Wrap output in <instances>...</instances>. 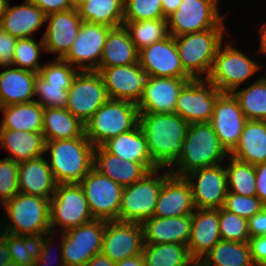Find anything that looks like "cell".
<instances>
[{
	"instance_id": "6da1fadb",
	"label": "cell",
	"mask_w": 266,
	"mask_h": 266,
	"mask_svg": "<svg viewBox=\"0 0 266 266\" xmlns=\"http://www.w3.org/2000/svg\"><path fill=\"white\" fill-rule=\"evenodd\" d=\"M139 126L153 163L161 170L172 168L182 153L189 123L176 113H139Z\"/></svg>"
},
{
	"instance_id": "7a4b0ae2",
	"label": "cell",
	"mask_w": 266,
	"mask_h": 266,
	"mask_svg": "<svg viewBox=\"0 0 266 266\" xmlns=\"http://www.w3.org/2000/svg\"><path fill=\"white\" fill-rule=\"evenodd\" d=\"M228 157L229 153L221 145L209 122L190 123L182 153L169 171L184 177L194 170L220 165Z\"/></svg>"
},
{
	"instance_id": "3957f363",
	"label": "cell",
	"mask_w": 266,
	"mask_h": 266,
	"mask_svg": "<svg viewBox=\"0 0 266 266\" xmlns=\"http://www.w3.org/2000/svg\"><path fill=\"white\" fill-rule=\"evenodd\" d=\"M94 146L87 137L45 141L49 167L57 184H79L93 168Z\"/></svg>"
},
{
	"instance_id": "277c9868",
	"label": "cell",
	"mask_w": 266,
	"mask_h": 266,
	"mask_svg": "<svg viewBox=\"0 0 266 266\" xmlns=\"http://www.w3.org/2000/svg\"><path fill=\"white\" fill-rule=\"evenodd\" d=\"M1 207H4L9 219L4 220L3 217L0 219L3 220L0 222L1 231L22 236L51 232L48 198L19 192ZM4 222L6 224L3 226Z\"/></svg>"
},
{
	"instance_id": "5b68a950",
	"label": "cell",
	"mask_w": 266,
	"mask_h": 266,
	"mask_svg": "<svg viewBox=\"0 0 266 266\" xmlns=\"http://www.w3.org/2000/svg\"><path fill=\"white\" fill-rule=\"evenodd\" d=\"M226 29H207L175 38L181 64L192 79H206Z\"/></svg>"
},
{
	"instance_id": "8992f818",
	"label": "cell",
	"mask_w": 266,
	"mask_h": 266,
	"mask_svg": "<svg viewBox=\"0 0 266 266\" xmlns=\"http://www.w3.org/2000/svg\"><path fill=\"white\" fill-rule=\"evenodd\" d=\"M84 125L85 136L93 146H101L108 139L136 128L139 110L136 103L109 98Z\"/></svg>"
},
{
	"instance_id": "52a82bcc",
	"label": "cell",
	"mask_w": 266,
	"mask_h": 266,
	"mask_svg": "<svg viewBox=\"0 0 266 266\" xmlns=\"http://www.w3.org/2000/svg\"><path fill=\"white\" fill-rule=\"evenodd\" d=\"M160 168L150 171L142 179L123 189L119 208V221L142 223L153 217L159 192L165 179L171 174Z\"/></svg>"
},
{
	"instance_id": "ba28073f",
	"label": "cell",
	"mask_w": 266,
	"mask_h": 266,
	"mask_svg": "<svg viewBox=\"0 0 266 266\" xmlns=\"http://www.w3.org/2000/svg\"><path fill=\"white\" fill-rule=\"evenodd\" d=\"M260 68V64L234 48L230 42L222 43L206 79L222 93H232Z\"/></svg>"
},
{
	"instance_id": "9c48e42d",
	"label": "cell",
	"mask_w": 266,
	"mask_h": 266,
	"mask_svg": "<svg viewBox=\"0 0 266 266\" xmlns=\"http://www.w3.org/2000/svg\"><path fill=\"white\" fill-rule=\"evenodd\" d=\"M218 0H182L167 18L168 33L178 37L207 29H228L219 14Z\"/></svg>"
},
{
	"instance_id": "30bf717a",
	"label": "cell",
	"mask_w": 266,
	"mask_h": 266,
	"mask_svg": "<svg viewBox=\"0 0 266 266\" xmlns=\"http://www.w3.org/2000/svg\"><path fill=\"white\" fill-rule=\"evenodd\" d=\"M49 211L53 233L58 225H61L59 231L62 233L94 220L80 184H57Z\"/></svg>"
},
{
	"instance_id": "8fae6325",
	"label": "cell",
	"mask_w": 266,
	"mask_h": 266,
	"mask_svg": "<svg viewBox=\"0 0 266 266\" xmlns=\"http://www.w3.org/2000/svg\"><path fill=\"white\" fill-rule=\"evenodd\" d=\"M106 220L94 219L61 234L62 258L65 266H85L101 252Z\"/></svg>"
},
{
	"instance_id": "7c38bea8",
	"label": "cell",
	"mask_w": 266,
	"mask_h": 266,
	"mask_svg": "<svg viewBox=\"0 0 266 266\" xmlns=\"http://www.w3.org/2000/svg\"><path fill=\"white\" fill-rule=\"evenodd\" d=\"M67 92L66 109L83 124L109 99L98 71H78Z\"/></svg>"
},
{
	"instance_id": "4fadbf2b",
	"label": "cell",
	"mask_w": 266,
	"mask_h": 266,
	"mask_svg": "<svg viewBox=\"0 0 266 266\" xmlns=\"http://www.w3.org/2000/svg\"><path fill=\"white\" fill-rule=\"evenodd\" d=\"M79 184L94 219L119 221L123 186L101 174L94 167Z\"/></svg>"
},
{
	"instance_id": "5bb4252c",
	"label": "cell",
	"mask_w": 266,
	"mask_h": 266,
	"mask_svg": "<svg viewBox=\"0 0 266 266\" xmlns=\"http://www.w3.org/2000/svg\"><path fill=\"white\" fill-rule=\"evenodd\" d=\"M221 94L207 79H192L179 92L175 113L189 124L209 122Z\"/></svg>"
},
{
	"instance_id": "9a60e30c",
	"label": "cell",
	"mask_w": 266,
	"mask_h": 266,
	"mask_svg": "<svg viewBox=\"0 0 266 266\" xmlns=\"http://www.w3.org/2000/svg\"><path fill=\"white\" fill-rule=\"evenodd\" d=\"M184 177L191 186L196 209H220L224 206L228 184L222 164L194 170Z\"/></svg>"
},
{
	"instance_id": "2e32d148",
	"label": "cell",
	"mask_w": 266,
	"mask_h": 266,
	"mask_svg": "<svg viewBox=\"0 0 266 266\" xmlns=\"http://www.w3.org/2000/svg\"><path fill=\"white\" fill-rule=\"evenodd\" d=\"M109 29L110 27L106 25L83 21L75 41L63 60L79 71H96L99 68Z\"/></svg>"
},
{
	"instance_id": "e0dca14e",
	"label": "cell",
	"mask_w": 266,
	"mask_h": 266,
	"mask_svg": "<svg viewBox=\"0 0 266 266\" xmlns=\"http://www.w3.org/2000/svg\"><path fill=\"white\" fill-rule=\"evenodd\" d=\"M143 244L141 223L106 221L100 253L116 263L142 254Z\"/></svg>"
},
{
	"instance_id": "ac0fdd59",
	"label": "cell",
	"mask_w": 266,
	"mask_h": 266,
	"mask_svg": "<svg viewBox=\"0 0 266 266\" xmlns=\"http://www.w3.org/2000/svg\"><path fill=\"white\" fill-rule=\"evenodd\" d=\"M139 64L147 76L191 78L181 64L175 38L170 34L140 50Z\"/></svg>"
},
{
	"instance_id": "d6986e66",
	"label": "cell",
	"mask_w": 266,
	"mask_h": 266,
	"mask_svg": "<svg viewBox=\"0 0 266 266\" xmlns=\"http://www.w3.org/2000/svg\"><path fill=\"white\" fill-rule=\"evenodd\" d=\"M248 119L232 93H222L209 121L221 145L230 153L238 143Z\"/></svg>"
},
{
	"instance_id": "ffe728a7",
	"label": "cell",
	"mask_w": 266,
	"mask_h": 266,
	"mask_svg": "<svg viewBox=\"0 0 266 266\" xmlns=\"http://www.w3.org/2000/svg\"><path fill=\"white\" fill-rule=\"evenodd\" d=\"M108 98L138 103L147 79L139 62L123 66L103 68L99 71Z\"/></svg>"
},
{
	"instance_id": "44dd1931",
	"label": "cell",
	"mask_w": 266,
	"mask_h": 266,
	"mask_svg": "<svg viewBox=\"0 0 266 266\" xmlns=\"http://www.w3.org/2000/svg\"><path fill=\"white\" fill-rule=\"evenodd\" d=\"M192 78L148 76L137 103L139 113H175L179 92Z\"/></svg>"
},
{
	"instance_id": "7402d4cb",
	"label": "cell",
	"mask_w": 266,
	"mask_h": 266,
	"mask_svg": "<svg viewBox=\"0 0 266 266\" xmlns=\"http://www.w3.org/2000/svg\"><path fill=\"white\" fill-rule=\"evenodd\" d=\"M45 21H49L42 36L45 51L59 54L56 59H63L75 41L83 22L78 10L72 8L52 13L46 15Z\"/></svg>"
},
{
	"instance_id": "603a6c76",
	"label": "cell",
	"mask_w": 266,
	"mask_h": 266,
	"mask_svg": "<svg viewBox=\"0 0 266 266\" xmlns=\"http://www.w3.org/2000/svg\"><path fill=\"white\" fill-rule=\"evenodd\" d=\"M195 209L189 182L185 177L170 174L161 187L153 216L166 218L192 215Z\"/></svg>"
},
{
	"instance_id": "cb8c5ba5",
	"label": "cell",
	"mask_w": 266,
	"mask_h": 266,
	"mask_svg": "<svg viewBox=\"0 0 266 266\" xmlns=\"http://www.w3.org/2000/svg\"><path fill=\"white\" fill-rule=\"evenodd\" d=\"M192 215L151 217L141 223L143 242L152 244L177 243L187 245L191 236Z\"/></svg>"
},
{
	"instance_id": "d4e9b609",
	"label": "cell",
	"mask_w": 266,
	"mask_h": 266,
	"mask_svg": "<svg viewBox=\"0 0 266 266\" xmlns=\"http://www.w3.org/2000/svg\"><path fill=\"white\" fill-rule=\"evenodd\" d=\"M18 184L20 193L52 198L57 183L44 155L35 159L19 162Z\"/></svg>"
},
{
	"instance_id": "484cf974",
	"label": "cell",
	"mask_w": 266,
	"mask_h": 266,
	"mask_svg": "<svg viewBox=\"0 0 266 266\" xmlns=\"http://www.w3.org/2000/svg\"><path fill=\"white\" fill-rule=\"evenodd\" d=\"M220 240L219 209H195L187 244L191 257L202 258Z\"/></svg>"
},
{
	"instance_id": "4316f807",
	"label": "cell",
	"mask_w": 266,
	"mask_h": 266,
	"mask_svg": "<svg viewBox=\"0 0 266 266\" xmlns=\"http://www.w3.org/2000/svg\"><path fill=\"white\" fill-rule=\"evenodd\" d=\"M2 67L7 69L0 72V107L34 101L38 73L11 65Z\"/></svg>"
},
{
	"instance_id": "83f0119b",
	"label": "cell",
	"mask_w": 266,
	"mask_h": 266,
	"mask_svg": "<svg viewBox=\"0 0 266 266\" xmlns=\"http://www.w3.org/2000/svg\"><path fill=\"white\" fill-rule=\"evenodd\" d=\"M93 167L123 187L132 185L150 172L143 164L122 160L102 146L94 148Z\"/></svg>"
},
{
	"instance_id": "f1b7e54d",
	"label": "cell",
	"mask_w": 266,
	"mask_h": 266,
	"mask_svg": "<svg viewBox=\"0 0 266 266\" xmlns=\"http://www.w3.org/2000/svg\"><path fill=\"white\" fill-rule=\"evenodd\" d=\"M45 18L44 12L31 0L12 7L8 3L0 26L17 39L32 38L33 33L46 22Z\"/></svg>"
},
{
	"instance_id": "f546056e",
	"label": "cell",
	"mask_w": 266,
	"mask_h": 266,
	"mask_svg": "<svg viewBox=\"0 0 266 266\" xmlns=\"http://www.w3.org/2000/svg\"><path fill=\"white\" fill-rule=\"evenodd\" d=\"M101 146L107 152L118 156L122 160L143 164L149 171L158 169L151 159L145 136L139 125L132 130L108 139Z\"/></svg>"
},
{
	"instance_id": "4dcf8cb0",
	"label": "cell",
	"mask_w": 266,
	"mask_h": 266,
	"mask_svg": "<svg viewBox=\"0 0 266 266\" xmlns=\"http://www.w3.org/2000/svg\"><path fill=\"white\" fill-rule=\"evenodd\" d=\"M0 142V148L8 151L6 158L16 162L45 155V139L42 132L0 129Z\"/></svg>"
},
{
	"instance_id": "1f68e13d",
	"label": "cell",
	"mask_w": 266,
	"mask_h": 266,
	"mask_svg": "<svg viewBox=\"0 0 266 266\" xmlns=\"http://www.w3.org/2000/svg\"><path fill=\"white\" fill-rule=\"evenodd\" d=\"M139 62V51L130 39L129 33L120 25L109 29L99 63L103 68L129 65Z\"/></svg>"
},
{
	"instance_id": "d6a6232c",
	"label": "cell",
	"mask_w": 266,
	"mask_h": 266,
	"mask_svg": "<svg viewBox=\"0 0 266 266\" xmlns=\"http://www.w3.org/2000/svg\"><path fill=\"white\" fill-rule=\"evenodd\" d=\"M229 156L252 165L266 162V121L248 120Z\"/></svg>"
},
{
	"instance_id": "836d02e7",
	"label": "cell",
	"mask_w": 266,
	"mask_h": 266,
	"mask_svg": "<svg viewBox=\"0 0 266 266\" xmlns=\"http://www.w3.org/2000/svg\"><path fill=\"white\" fill-rule=\"evenodd\" d=\"M42 133L45 141L85 136V125L66 108H44Z\"/></svg>"
},
{
	"instance_id": "e575fe53",
	"label": "cell",
	"mask_w": 266,
	"mask_h": 266,
	"mask_svg": "<svg viewBox=\"0 0 266 266\" xmlns=\"http://www.w3.org/2000/svg\"><path fill=\"white\" fill-rule=\"evenodd\" d=\"M3 117L0 129L42 132L44 108L32 101L0 107Z\"/></svg>"
},
{
	"instance_id": "d590c367",
	"label": "cell",
	"mask_w": 266,
	"mask_h": 266,
	"mask_svg": "<svg viewBox=\"0 0 266 266\" xmlns=\"http://www.w3.org/2000/svg\"><path fill=\"white\" fill-rule=\"evenodd\" d=\"M203 259L211 266H256L248 242L220 240Z\"/></svg>"
},
{
	"instance_id": "8d00e7d4",
	"label": "cell",
	"mask_w": 266,
	"mask_h": 266,
	"mask_svg": "<svg viewBox=\"0 0 266 266\" xmlns=\"http://www.w3.org/2000/svg\"><path fill=\"white\" fill-rule=\"evenodd\" d=\"M78 13L82 21L117 27L124 22V0H89Z\"/></svg>"
},
{
	"instance_id": "74e56055",
	"label": "cell",
	"mask_w": 266,
	"mask_h": 266,
	"mask_svg": "<svg viewBox=\"0 0 266 266\" xmlns=\"http://www.w3.org/2000/svg\"><path fill=\"white\" fill-rule=\"evenodd\" d=\"M145 266H188L192 259L187 245L177 243H144Z\"/></svg>"
},
{
	"instance_id": "f35d334b",
	"label": "cell",
	"mask_w": 266,
	"mask_h": 266,
	"mask_svg": "<svg viewBox=\"0 0 266 266\" xmlns=\"http://www.w3.org/2000/svg\"><path fill=\"white\" fill-rule=\"evenodd\" d=\"M48 233L50 232L22 236L0 230V235L6 240L12 261L20 266H34Z\"/></svg>"
},
{
	"instance_id": "ab89813d",
	"label": "cell",
	"mask_w": 266,
	"mask_h": 266,
	"mask_svg": "<svg viewBox=\"0 0 266 266\" xmlns=\"http://www.w3.org/2000/svg\"><path fill=\"white\" fill-rule=\"evenodd\" d=\"M236 90L232 94L238 100L245 117L248 120L266 121V79L264 76L258 78L250 86Z\"/></svg>"
},
{
	"instance_id": "60d3db41",
	"label": "cell",
	"mask_w": 266,
	"mask_h": 266,
	"mask_svg": "<svg viewBox=\"0 0 266 266\" xmlns=\"http://www.w3.org/2000/svg\"><path fill=\"white\" fill-rule=\"evenodd\" d=\"M123 25L138 51L169 35L167 19L124 21Z\"/></svg>"
},
{
	"instance_id": "b9f144b4",
	"label": "cell",
	"mask_w": 266,
	"mask_h": 266,
	"mask_svg": "<svg viewBox=\"0 0 266 266\" xmlns=\"http://www.w3.org/2000/svg\"><path fill=\"white\" fill-rule=\"evenodd\" d=\"M227 164L228 191L244 196H256L255 167L252 164L238 161L231 156Z\"/></svg>"
},
{
	"instance_id": "7bdbcfd3",
	"label": "cell",
	"mask_w": 266,
	"mask_h": 266,
	"mask_svg": "<svg viewBox=\"0 0 266 266\" xmlns=\"http://www.w3.org/2000/svg\"><path fill=\"white\" fill-rule=\"evenodd\" d=\"M42 50L45 51L43 39L39 43L34 37L18 39L11 66L39 74L44 66L39 64Z\"/></svg>"
},
{
	"instance_id": "ee69618b",
	"label": "cell",
	"mask_w": 266,
	"mask_h": 266,
	"mask_svg": "<svg viewBox=\"0 0 266 266\" xmlns=\"http://www.w3.org/2000/svg\"><path fill=\"white\" fill-rule=\"evenodd\" d=\"M219 231L221 240L248 242V219L238 216L224 207L219 209Z\"/></svg>"
},
{
	"instance_id": "f6af8a7d",
	"label": "cell",
	"mask_w": 266,
	"mask_h": 266,
	"mask_svg": "<svg viewBox=\"0 0 266 266\" xmlns=\"http://www.w3.org/2000/svg\"><path fill=\"white\" fill-rule=\"evenodd\" d=\"M166 19L161 0H124V21Z\"/></svg>"
},
{
	"instance_id": "bcb514c9",
	"label": "cell",
	"mask_w": 266,
	"mask_h": 266,
	"mask_svg": "<svg viewBox=\"0 0 266 266\" xmlns=\"http://www.w3.org/2000/svg\"><path fill=\"white\" fill-rule=\"evenodd\" d=\"M78 69L73 67L63 59H56L52 62H47L40 69L39 75L51 85H63L64 90L71 87L72 81Z\"/></svg>"
},
{
	"instance_id": "7dc6e473",
	"label": "cell",
	"mask_w": 266,
	"mask_h": 266,
	"mask_svg": "<svg viewBox=\"0 0 266 266\" xmlns=\"http://www.w3.org/2000/svg\"><path fill=\"white\" fill-rule=\"evenodd\" d=\"M37 96L39 100L34 99L43 108H66L67 105V90L63 89V85L48 84L39 74L35 83L34 97Z\"/></svg>"
},
{
	"instance_id": "c3c4849f",
	"label": "cell",
	"mask_w": 266,
	"mask_h": 266,
	"mask_svg": "<svg viewBox=\"0 0 266 266\" xmlns=\"http://www.w3.org/2000/svg\"><path fill=\"white\" fill-rule=\"evenodd\" d=\"M19 162L9 158L0 160V199L1 206L20 192L18 184Z\"/></svg>"
},
{
	"instance_id": "681fc988",
	"label": "cell",
	"mask_w": 266,
	"mask_h": 266,
	"mask_svg": "<svg viewBox=\"0 0 266 266\" xmlns=\"http://www.w3.org/2000/svg\"><path fill=\"white\" fill-rule=\"evenodd\" d=\"M265 206L257 196H244L228 191L223 207L227 211L249 219Z\"/></svg>"
},
{
	"instance_id": "f907efd6",
	"label": "cell",
	"mask_w": 266,
	"mask_h": 266,
	"mask_svg": "<svg viewBox=\"0 0 266 266\" xmlns=\"http://www.w3.org/2000/svg\"><path fill=\"white\" fill-rule=\"evenodd\" d=\"M18 39L7 33L0 26V64L11 65L14 55V49Z\"/></svg>"
},
{
	"instance_id": "816d5d0a",
	"label": "cell",
	"mask_w": 266,
	"mask_h": 266,
	"mask_svg": "<svg viewBox=\"0 0 266 266\" xmlns=\"http://www.w3.org/2000/svg\"><path fill=\"white\" fill-rule=\"evenodd\" d=\"M251 256L256 266H266V235L249 238Z\"/></svg>"
},
{
	"instance_id": "f5cc1de1",
	"label": "cell",
	"mask_w": 266,
	"mask_h": 266,
	"mask_svg": "<svg viewBox=\"0 0 266 266\" xmlns=\"http://www.w3.org/2000/svg\"><path fill=\"white\" fill-rule=\"evenodd\" d=\"M45 15L73 8L71 0H31Z\"/></svg>"
},
{
	"instance_id": "db71d44e",
	"label": "cell",
	"mask_w": 266,
	"mask_h": 266,
	"mask_svg": "<svg viewBox=\"0 0 266 266\" xmlns=\"http://www.w3.org/2000/svg\"><path fill=\"white\" fill-rule=\"evenodd\" d=\"M52 235H54V233L50 232V233L47 234V238L45 236V239H44L43 245H42V249H41L40 254H39V258L34 263V266H48V265H51V263L54 262V261H52L53 259L51 260V258H50V256L52 255V253L50 252V250H51V242L53 240V236ZM60 254H61V256H60L61 258H59L60 262H59L58 266H65L63 258H62V243L60 244ZM49 258H50V260H49ZM56 260H58V257H57Z\"/></svg>"
},
{
	"instance_id": "11a10c76",
	"label": "cell",
	"mask_w": 266,
	"mask_h": 266,
	"mask_svg": "<svg viewBox=\"0 0 266 266\" xmlns=\"http://www.w3.org/2000/svg\"><path fill=\"white\" fill-rule=\"evenodd\" d=\"M250 237L266 235V206L248 219Z\"/></svg>"
},
{
	"instance_id": "9f6ffc18",
	"label": "cell",
	"mask_w": 266,
	"mask_h": 266,
	"mask_svg": "<svg viewBox=\"0 0 266 266\" xmlns=\"http://www.w3.org/2000/svg\"><path fill=\"white\" fill-rule=\"evenodd\" d=\"M256 175V196L266 205V162L254 165Z\"/></svg>"
},
{
	"instance_id": "6f0895ef",
	"label": "cell",
	"mask_w": 266,
	"mask_h": 266,
	"mask_svg": "<svg viewBox=\"0 0 266 266\" xmlns=\"http://www.w3.org/2000/svg\"><path fill=\"white\" fill-rule=\"evenodd\" d=\"M85 266H115V263L107 256L99 253L94 255Z\"/></svg>"
},
{
	"instance_id": "680465c9",
	"label": "cell",
	"mask_w": 266,
	"mask_h": 266,
	"mask_svg": "<svg viewBox=\"0 0 266 266\" xmlns=\"http://www.w3.org/2000/svg\"><path fill=\"white\" fill-rule=\"evenodd\" d=\"M11 261L6 240L0 235V266H7Z\"/></svg>"
},
{
	"instance_id": "91938a15",
	"label": "cell",
	"mask_w": 266,
	"mask_h": 266,
	"mask_svg": "<svg viewBox=\"0 0 266 266\" xmlns=\"http://www.w3.org/2000/svg\"><path fill=\"white\" fill-rule=\"evenodd\" d=\"M182 0H161L164 17L167 19L173 14Z\"/></svg>"
},
{
	"instance_id": "94428289",
	"label": "cell",
	"mask_w": 266,
	"mask_h": 266,
	"mask_svg": "<svg viewBox=\"0 0 266 266\" xmlns=\"http://www.w3.org/2000/svg\"><path fill=\"white\" fill-rule=\"evenodd\" d=\"M115 266H145L142 254L135 255L115 263Z\"/></svg>"
},
{
	"instance_id": "6125c7cd",
	"label": "cell",
	"mask_w": 266,
	"mask_h": 266,
	"mask_svg": "<svg viewBox=\"0 0 266 266\" xmlns=\"http://www.w3.org/2000/svg\"><path fill=\"white\" fill-rule=\"evenodd\" d=\"M260 48H259V52L258 53H262L266 55V23L263 24L260 29Z\"/></svg>"
},
{
	"instance_id": "be15d7a7",
	"label": "cell",
	"mask_w": 266,
	"mask_h": 266,
	"mask_svg": "<svg viewBox=\"0 0 266 266\" xmlns=\"http://www.w3.org/2000/svg\"><path fill=\"white\" fill-rule=\"evenodd\" d=\"M188 266H211L203 258H192Z\"/></svg>"
},
{
	"instance_id": "e7e4bbea",
	"label": "cell",
	"mask_w": 266,
	"mask_h": 266,
	"mask_svg": "<svg viewBox=\"0 0 266 266\" xmlns=\"http://www.w3.org/2000/svg\"><path fill=\"white\" fill-rule=\"evenodd\" d=\"M9 0H0V23L7 9Z\"/></svg>"
},
{
	"instance_id": "03108f58",
	"label": "cell",
	"mask_w": 266,
	"mask_h": 266,
	"mask_svg": "<svg viewBox=\"0 0 266 266\" xmlns=\"http://www.w3.org/2000/svg\"><path fill=\"white\" fill-rule=\"evenodd\" d=\"M73 8L78 10L82 5L86 4L89 0H71Z\"/></svg>"
},
{
	"instance_id": "003e7915",
	"label": "cell",
	"mask_w": 266,
	"mask_h": 266,
	"mask_svg": "<svg viewBox=\"0 0 266 266\" xmlns=\"http://www.w3.org/2000/svg\"><path fill=\"white\" fill-rule=\"evenodd\" d=\"M7 266H20V265L15 263L14 261H11Z\"/></svg>"
}]
</instances>
